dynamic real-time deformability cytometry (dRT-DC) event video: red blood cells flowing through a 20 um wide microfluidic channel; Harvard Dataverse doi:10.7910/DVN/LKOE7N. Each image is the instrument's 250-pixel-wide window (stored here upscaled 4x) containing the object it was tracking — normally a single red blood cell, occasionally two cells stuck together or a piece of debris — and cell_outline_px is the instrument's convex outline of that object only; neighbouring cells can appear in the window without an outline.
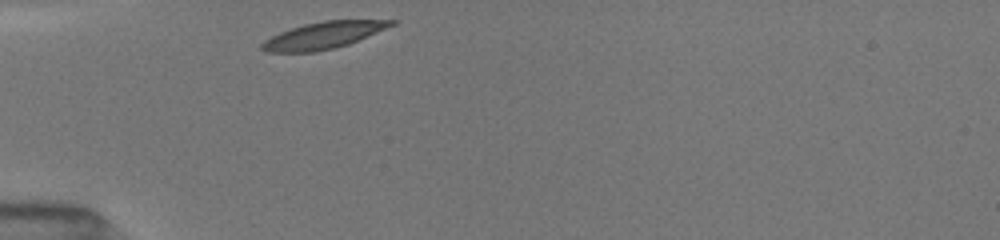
{"species": "common noctule bat (a hibernating species)", "species_latin": "Nyctalus noctula", "temperature_condition": "room temperature", "stored_images_in_passage": 29, "camera_frame_rate_fps": 3000, "um_per_image_px": 0.085, "animal": {"sex": "female", "body_mass_g": 19.5, "forearm_length_mm": 54.1}, "frame": {"image": 1, "passage_image": 1, "time_ms": 0.0, "image_size_px": [1000, 240], "cell_outline_px": [[396, 24], [348, 44], [336, 48], [316, 52], [264, 52], [260, 48], [260, 44], [264, 40], [280, 32], [304, 24], [324, 20], [396, 20]], "centroid_in_image_um": [27.45, 3.01], "position_along_channel_um": 57.5, "area_um2": 20.17}}
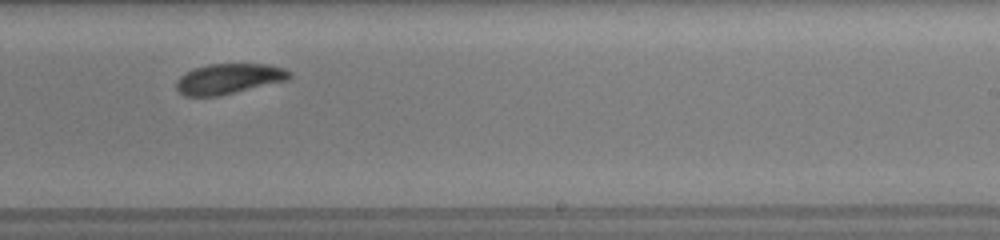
{"frame": {"image": 2, "passage_image": 18, "time_ms": 5.667, "image_size_px": [1000, 240], "cell_outline_px": [[292, 76], [288, 80], [220, 96], [184, 96], [176, 88], [176, 80], [180, 76], [196, 68], [208, 64], [268, 64], [284, 68], [292, 72]], "centroid_in_image_um": [19.48, 6.7], "position_along_channel_um": 269.5, "area_um2": 20.06}}
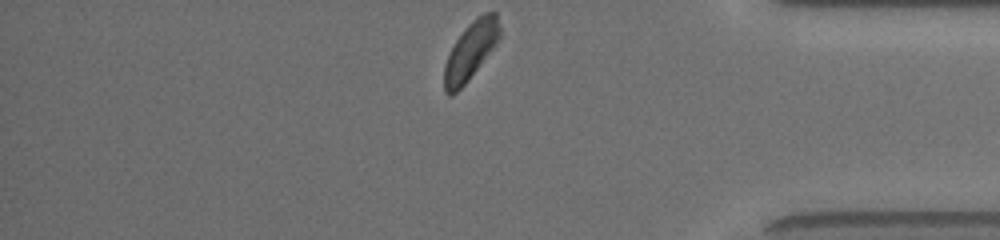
{"frame": {"image": 3, "passage_image": 29, "time_ms": 9.333, "image_size_px": [1000, 240], "cell_outline_px": [[500, 36], [496, 44], [468, 80], [452, 96], [448, 96], [444, 92], [444, 64], [456, 40], [468, 24], [476, 16], [484, 12], [496, 12], [500, 28]], "centroid_in_image_um": [39.99, 4.31], "position_along_channel_um": 395.2, "area_um2": 18.5}, "authors_computed_cell_mechanics": {"area_um2": 20.4034, "velocity_mm_per_s": 3.9598, "shape_relaxation_time_tau1_ms": 1.8841, "shape_relaxation_time_tau2_ms": 3.2393, "deformation_change_tau1": 0.1105, "deformation_change_tau2": 0.0706}}